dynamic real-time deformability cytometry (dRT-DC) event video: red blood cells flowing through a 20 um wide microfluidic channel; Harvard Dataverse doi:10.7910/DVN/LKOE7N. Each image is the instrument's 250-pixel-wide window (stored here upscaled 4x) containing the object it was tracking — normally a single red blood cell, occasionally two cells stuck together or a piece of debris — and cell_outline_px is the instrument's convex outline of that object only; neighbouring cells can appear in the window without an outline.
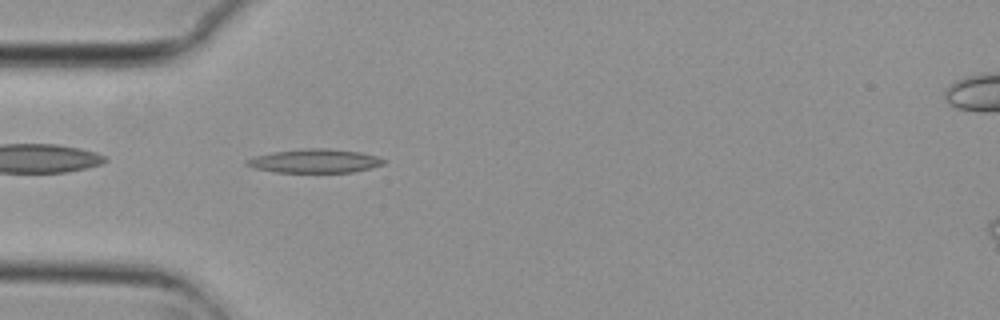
{"species": "common noctule bat (a hibernating species)", "species_latin": "Nyctalus noctula", "temperature_condition": "cold", "stored_images_in_passage": 41, "camera_frame_rate_fps": 3000, "um_per_image_px": 0.085, "animal": {"sex": "female", "body_mass_g": 29.2, "forearm_length_mm": 56.3}, "frame": {"image": 1, "passage_image": 2, "time_ms": 0.333, "image_size_px": [1000, 320], "cell_outline_px": [[384, 164], [352, 172], [272, 172], [252, 168], [244, 164], [244, 160], [256, 156], [272, 152], [304, 148], [328, 148], [360, 152], [376, 156], [384, 160]], "centroid_in_image_um": [26.68, 13.68], "position_along_channel_um": 58.3, "area_um2": 18.96}}
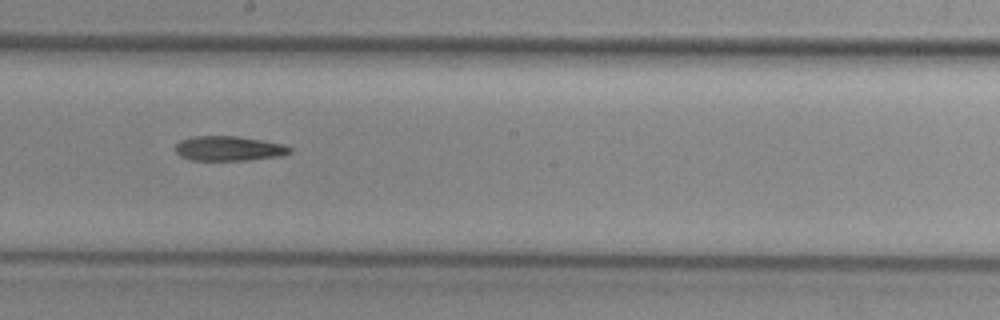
{"frame": {"image": 2, "passage_image": 16, "time_ms": 5.0, "image_size_px": [1000, 320], "cell_outline_px": [[292, 152], [284, 156], [248, 160], [192, 160], [180, 156], [176, 152], [176, 144], [180, 140], [192, 136], [240, 136], [280, 144], [292, 148]], "centroid_in_image_um": [19.45, 12.62], "position_along_channel_um": 228.7, "area_um2": 16.53}}
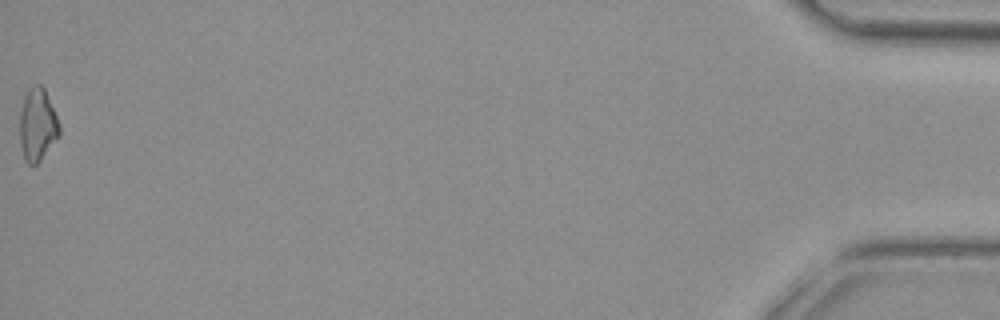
{"frame": {"image": 3, "passage_image": 41, "time_ms": 13.333, "image_size_px": [1000, 320], "cell_outline_px": [[60, 132], [40, 160], [36, 164], [28, 164], [24, 160], [20, 144], [20, 112], [24, 96], [28, 88], [32, 84], [40, 84], [44, 88], [56, 116], [60, 128]], "centroid_in_image_um": [3.15, 10.57], "position_along_channel_um": 432.1, "area_um2": 16.47}}